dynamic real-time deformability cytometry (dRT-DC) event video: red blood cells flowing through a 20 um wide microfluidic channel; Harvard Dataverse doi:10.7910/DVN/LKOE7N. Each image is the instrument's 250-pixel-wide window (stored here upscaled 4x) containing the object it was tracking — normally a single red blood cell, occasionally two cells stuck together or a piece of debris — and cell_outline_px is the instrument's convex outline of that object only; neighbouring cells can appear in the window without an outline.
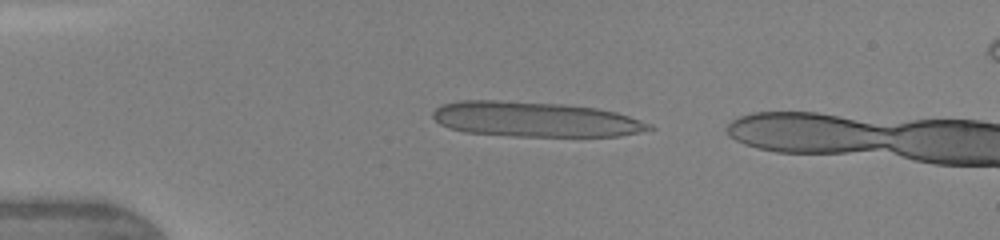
{"species": "human", "species_latin": "Homo sapiens", "temperature_condition": "warm", "stored_images_in_passage": 4, "camera_frame_rate_fps": 3000, "um_per_image_px": 0.085, "donor": {"sex": "female"}, "frame": {"image": 1, "passage_image": 2, "time_ms": 1.0, "image_size_px": [1000, 240], "cell_outline_px": [[656, 128], [640, 132], [620, 136], [512, 136], [468, 132], [448, 128], [440, 124], [432, 116], [432, 112], [440, 104], [460, 100], [496, 100], [564, 104], [596, 108], [616, 112], [652, 124]], "centroid_in_image_um": [45.47, 10.14], "position_along_channel_um": 39.5, "area_um2": 44.27}}